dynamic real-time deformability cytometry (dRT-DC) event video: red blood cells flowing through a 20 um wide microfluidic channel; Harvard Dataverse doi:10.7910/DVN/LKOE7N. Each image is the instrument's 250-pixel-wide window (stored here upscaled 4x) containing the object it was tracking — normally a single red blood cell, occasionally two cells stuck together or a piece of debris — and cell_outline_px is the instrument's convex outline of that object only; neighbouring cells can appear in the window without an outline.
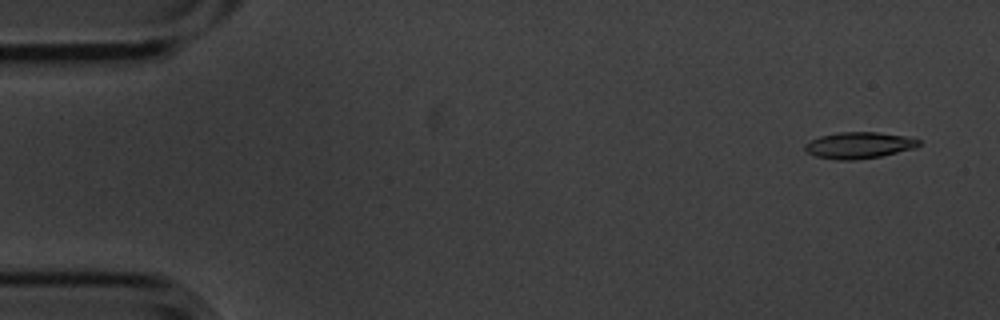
{"species": "common noctule bat (a hibernating species)", "species_latin": "Nyctalus noctula", "temperature_condition": "cold", "stored_images_in_passage": 4, "camera_frame_rate_fps": 3000, "um_per_image_px": 0.085, "animal": {"sex": "male", "body_mass_g": 20.1, "forearm_length_mm": 53.5}, "frame": {"image": 1, "passage_image": 1, "time_ms": 0.0, "image_size_px": [1000, 320], "cell_outline_px": [[920, 144], [916, 148], [880, 156], [856, 160], [836, 160], [816, 156], [808, 152], [804, 148], [804, 144], [820, 136], [836, 132], [876, 132], [904, 136], [920, 140]], "centroid_in_image_um": [73.0, 12.35], "position_along_channel_um": 12.0, "area_um2": 17.46}}